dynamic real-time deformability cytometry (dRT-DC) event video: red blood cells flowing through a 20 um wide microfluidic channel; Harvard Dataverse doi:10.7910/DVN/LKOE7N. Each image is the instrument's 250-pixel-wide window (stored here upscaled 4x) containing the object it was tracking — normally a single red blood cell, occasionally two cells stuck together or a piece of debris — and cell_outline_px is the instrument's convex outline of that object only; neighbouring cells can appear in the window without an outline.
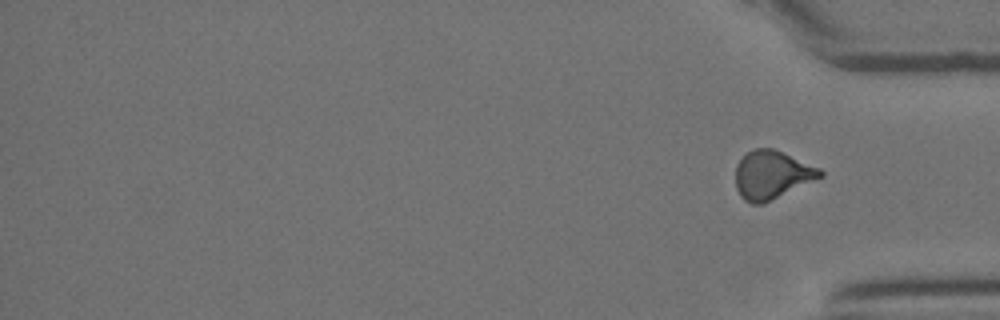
{"species": "Egyptian fruit bat (a non-hibernating species)", "species_latin": "Rousettus aegyptiacus", "temperature_condition": "room temperature", "stored_images_in_passage": 38, "segment_of_instrument_passage": [2, 2], "camera_frame_rate_fps": 3000, "um_per_image_px": 0.085, "animal": {"sex": "female"}, "frame": {"image": 1, "passage_image": 38, "time_ms": 12.333, "image_size_px": [1000, 320], "cell_outline_px": [[824, 176], [760, 204], [752, 204], [744, 200], [740, 196], [736, 188], [736, 164], [748, 152], [756, 148], [772, 148], [820, 168], [824, 172]], "centroid_in_image_um": [65.59, 14.86], "position_along_channel_um": 369.6, "area_um2": 23.41}}